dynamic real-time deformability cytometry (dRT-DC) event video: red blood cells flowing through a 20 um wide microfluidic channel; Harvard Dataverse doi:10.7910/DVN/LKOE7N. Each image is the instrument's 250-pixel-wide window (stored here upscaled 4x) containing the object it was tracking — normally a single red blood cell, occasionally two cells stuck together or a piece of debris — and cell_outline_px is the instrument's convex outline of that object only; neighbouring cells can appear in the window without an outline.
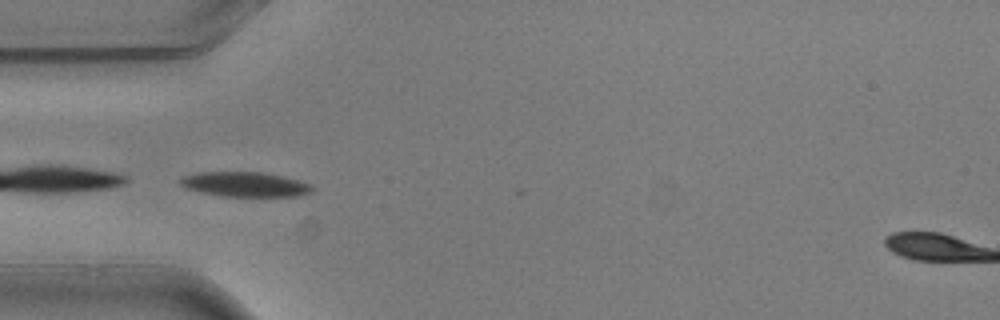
{"species": "common noctule bat (a hibernating species)", "species_latin": "Nyctalus noctula", "temperature_condition": "warm", "stored_images_in_passage": 10, "camera_frame_rate_fps": 3000, "um_per_image_px": 0.085, "animal": {"sex": "male", "body_mass_g": 20.5, "forearm_length_mm": 52.5}, "frame": {"image": 1, "passage_image": 4, "time_ms": 1.0, "image_size_px": [1000, 320], "cell_outline_px": [[316, 188], [312, 192], [296, 196], [220, 196], [200, 192], [184, 188], [180, 184], [180, 176], [196, 172], [264, 172], [300, 180], [312, 184]], "centroid_in_image_um": [20.82, 15.66], "position_along_channel_um": 64.2, "area_um2": 19.36}}
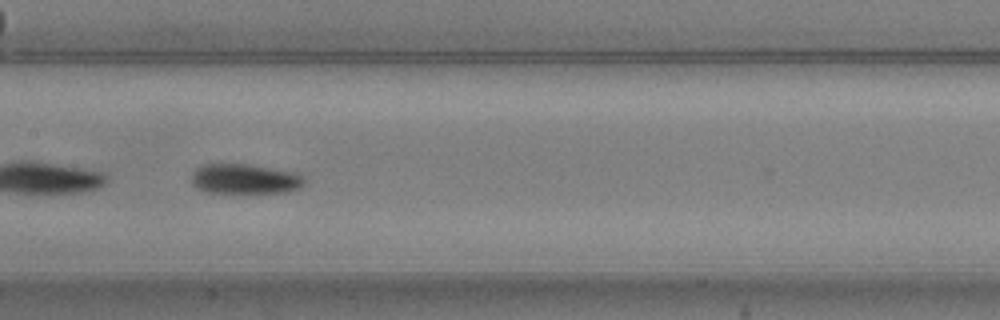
{"frame": {"image": 2, "passage_image": 7, "time_ms": 2.0, "image_size_px": [1000, 320], "cell_outline_px": [[304, 184], [300, 188], [288, 192], [204, 192], [196, 188], [192, 184], [192, 172], [200, 164], [248, 164], [296, 172], [304, 176]], "centroid_in_image_um": [20.8, 15.2], "position_along_channel_um": 186.6, "area_um2": 19.83}}
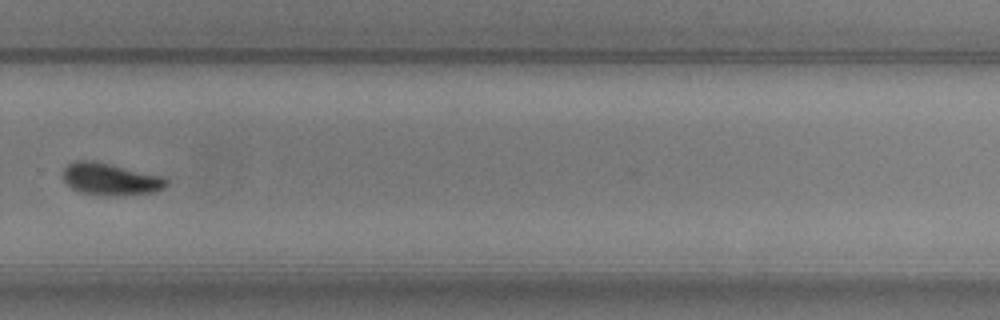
{"frame": {"image": 3, "passage_image": 10, "time_ms": 3.0, "image_size_px": [1000, 320], "cell_outline_px": [[168, 184], [164, 188], [152, 192], [104, 196], [100, 196], [80, 192], [72, 188], [64, 180], [64, 168], [68, 164], [76, 160], [92, 160], [164, 176], [168, 180]], "centroid_in_image_um": [9.39, 15.22], "position_along_channel_um": 320.4, "area_um2": 19.25}}